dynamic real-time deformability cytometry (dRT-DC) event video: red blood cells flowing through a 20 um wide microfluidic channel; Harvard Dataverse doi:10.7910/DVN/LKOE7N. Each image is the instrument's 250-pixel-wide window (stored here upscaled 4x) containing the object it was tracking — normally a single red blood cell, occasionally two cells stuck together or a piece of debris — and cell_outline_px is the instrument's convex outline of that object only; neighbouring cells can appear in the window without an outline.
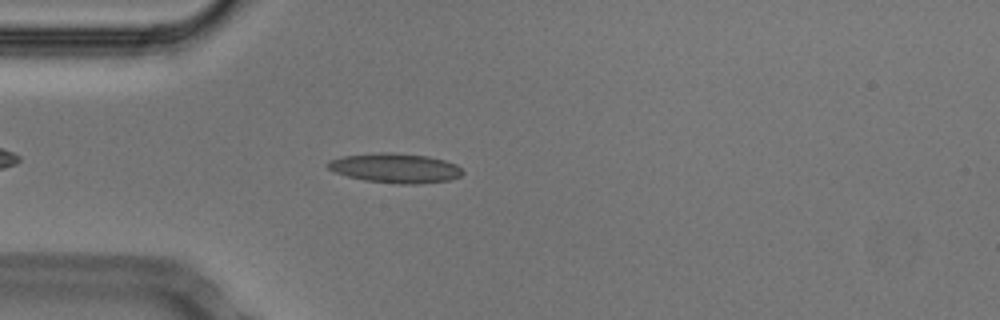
{"species": "Egyptian fruit bat (a non-hibernating species)", "species_latin": "Rousettus aegyptiacus", "temperature_condition": "cold", "stored_images_in_passage": 42, "camera_frame_rate_fps": 3000, "um_per_image_px": 0.085, "animal": {"sex": "male"}, "frame": {"image": 1, "passage_image": 8, "time_ms": 2.333, "image_size_px": [1000, 320], "cell_outline_px": [[464, 172], [460, 176], [448, 180], [416, 184], [400, 184], [364, 180], [348, 176], [336, 172], [328, 168], [324, 164], [328, 160], [344, 156], [380, 152], [392, 152], [428, 156], [444, 160], [456, 164]], "centroid_in_image_um": [33.58, 14.28], "position_along_channel_um": 51.4, "area_um2": 23.18}}
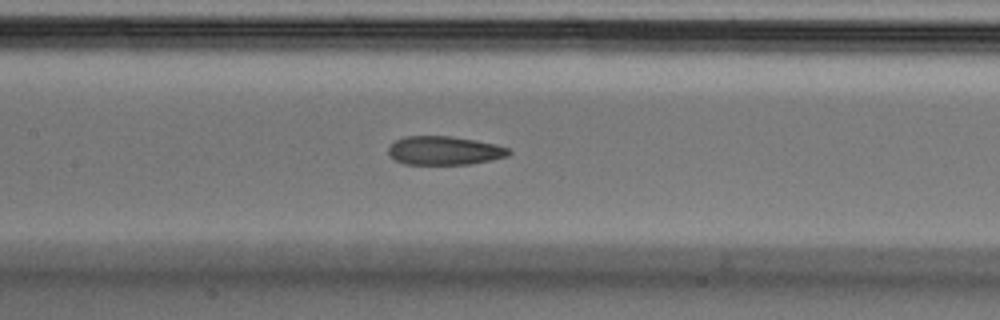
{"frame": {"image": 2, "passage_image": 18, "time_ms": 5.667, "image_size_px": [1000, 320], "cell_outline_px": [[512, 152], [508, 156], [492, 160], [468, 164], [404, 164], [396, 160], [388, 152], [388, 148], [396, 140], [404, 136], [452, 136], [476, 140], [496, 144], [508, 148]], "centroid_in_image_um": [37.8, 12.79], "position_along_channel_um": 169.6, "area_um2": 20.11}}
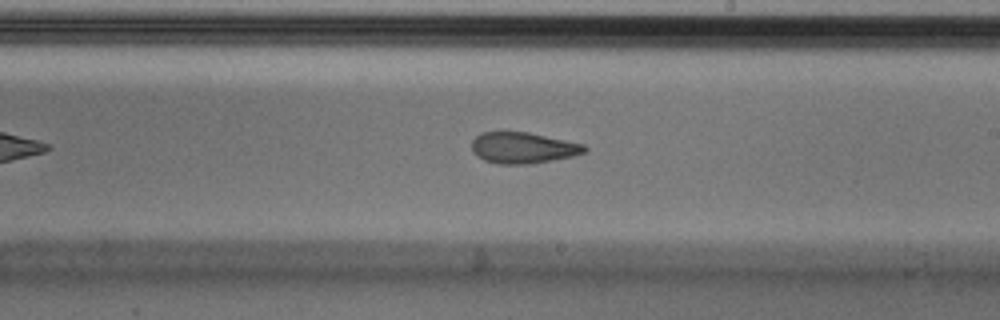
{"frame": {"image": 3, "passage_image": 24, "time_ms": 7.667, "image_size_px": [1000, 320], "cell_outline_px": [[588, 148], [584, 152], [572, 156], [532, 164], [496, 164], [484, 160], [476, 156], [472, 152], [472, 140], [480, 132], [528, 132], [584, 144]], "centroid_in_image_um": [44.42, 12.57], "position_along_channel_um": 244.6, "area_um2": 20.52}, "authors_computed_cell_mechanics": {"area_um2": 21.3571, "velocity_mm_per_s": 3.7584, "shape_relaxation_time_tau1_ms": null, "shape_relaxation_time_tau2_ms": 2.4952, "deformation_change_tau1": null, "deformation_change_tau2": 0.1007}}